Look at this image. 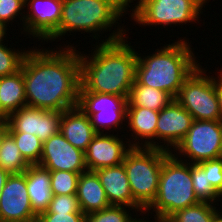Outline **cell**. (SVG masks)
<instances>
[{
  "mask_svg": "<svg viewBox=\"0 0 222 222\" xmlns=\"http://www.w3.org/2000/svg\"><path fill=\"white\" fill-rule=\"evenodd\" d=\"M16 145L29 165H38L41 159L43 142L34 134L9 132Z\"/></svg>",
  "mask_w": 222,
  "mask_h": 222,
  "instance_id": "obj_25",
  "label": "cell"
},
{
  "mask_svg": "<svg viewBox=\"0 0 222 222\" xmlns=\"http://www.w3.org/2000/svg\"><path fill=\"white\" fill-rule=\"evenodd\" d=\"M8 26L0 21V44H3L4 42H2L4 40V37L6 38V32H7V28Z\"/></svg>",
  "mask_w": 222,
  "mask_h": 222,
  "instance_id": "obj_39",
  "label": "cell"
},
{
  "mask_svg": "<svg viewBox=\"0 0 222 222\" xmlns=\"http://www.w3.org/2000/svg\"><path fill=\"white\" fill-rule=\"evenodd\" d=\"M41 213H83L76 194L52 195L49 207Z\"/></svg>",
  "mask_w": 222,
  "mask_h": 222,
  "instance_id": "obj_31",
  "label": "cell"
},
{
  "mask_svg": "<svg viewBox=\"0 0 222 222\" xmlns=\"http://www.w3.org/2000/svg\"><path fill=\"white\" fill-rule=\"evenodd\" d=\"M36 222H86L84 213H40Z\"/></svg>",
  "mask_w": 222,
  "mask_h": 222,
  "instance_id": "obj_34",
  "label": "cell"
},
{
  "mask_svg": "<svg viewBox=\"0 0 222 222\" xmlns=\"http://www.w3.org/2000/svg\"><path fill=\"white\" fill-rule=\"evenodd\" d=\"M220 210H218L213 217L212 222H222V212H219Z\"/></svg>",
  "mask_w": 222,
  "mask_h": 222,
  "instance_id": "obj_40",
  "label": "cell"
},
{
  "mask_svg": "<svg viewBox=\"0 0 222 222\" xmlns=\"http://www.w3.org/2000/svg\"><path fill=\"white\" fill-rule=\"evenodd\" d=\"M127 206L111 205L103 210L86 215V222H133L132 213ZM128 212V213H127Z\"/></svg>",
  "mask_w": 222,
  "mask_h": 222,
  "instance_id": "obj_30",
  "label": "cell"
},
{
  "mask_svg": "<svg viewBox=\"0 0 222 222\" xmlns=\"http://www.w3.org/2000/svg\"><path fill=\"white\" fill-rule=\"evenodd\" d=\"M24 8L25 0H0V21L9 25L20 14V20L24 24L25 15L21 12Z\"/></svg>",
  "mask_w": 222,
  "mask_h": 222,
  "instance_id": "obj_32",
  "label": "cell"
},
{
  "mask_svg": "<svg viewBox=\"0 0 222 222\" xmlns=\"http://www.w3.org/2000/svg\"><path fill=\"white\" fill-rule=\"evenodd\" d=\"M173 99L167 92L141 85L135 80L128 95L127 106H137L160 111Z\"/></svg>",
  "mask_w": 222,
  "mask_h": 222,
  "instance_id": "obj_23",
  "label": "cell"
},
{
  "mask_svg": "<svg viewBox=\"0 0 222 222\" xmlns=\"http://www.w3.org/2000/svg\"><path fill=\"white\" fill-rule=\"evenodd\" d=\"M76 196L79 201L81 211L85 215L111 206L95 171L87 170L80 174Z\"/></svg>",
  "mask_w": 222,
  "mask_h": 222,
  "instance_id": "obj_20",
  "label": "cell"
},
{
  "mask_svg": "<svg viewBox=\"0 0 222 222\" xmlns=\"http://www.w3.org/2000/svg\"><path fill=\"white\" fill-rule=\"evenodd\" d=\"M80 173L69 171H50L52 195H73L77 192Z\"/></svg>",
  "mask_w": 222,
  "mask_h": 222,
  "instance_id": "obj_28",
  "label": "cell"
},
{
  "mask_svg": "<svg viewBox=\"0 0 222 222\" xmlns=\"http://www.w3.org/2000/svg\"><path fill=\"white\" fill-rule=\"evenodd\" d=\"M158 117L159 111L137 106H127L126 120L128 121L127 124L129 125L127 127L129 128V131L133 132L131 135L134 140L132 141L133 143L130 141V139L126 141L127 146L159 148L165 150V146L162 144L159 145V143L155 141ZM139 138L145 142L141 141ZM137 139L141 141V143L136 141Z\"/></svg>",
  "mask_w": 222,
  "mask_h": 222,
  "instance_id": "obj_18",
  "label": "cell"
},
{
  "mask_svg": "<svg viewBox=\"0 0 222 222\" xmlns=\"http://www.w3.org/2000/svg\"><path fill=\"white\" fill-rule=\"evenodd\" d=\"M133 222H149L148 221H145L144 218L143 219H140V218H136ZM152 222V221H151ZM154 222V221H153Z\"/></svg>",
  "mask_w": 222,
  "mask_h": 222,
  "instance_id": "obj_42",
  "label": "cell"
},
{
  "mask_svg": "<svg viewBox=\"0 0 222 222\" xmlns=\"http://www.w3.org/2000/svg\"><path fill=\"white\" fill-rule=\"evenodd\" d=\"M208 0H138L132 19L140 25H180L199 21ZM210 1V0H209ZM197 18V19H196Z\"/></svg>",
  "mask_w": 222,
  "mask_h": 222,
  "instance_id": "obj_7",
  "label": "cell"
},
{
  "mask_svg": "<svg viewBox=\"0 0 222 222\" xmlns=\"http://www.w3.org/2000/svg\"><path fill=\"white\" fill-rule=\"evenodd\" d=\"M220 75L218 77H214L215 90L218 96L219 107L222 114V74L217 72Z\"/></svg>",
  "mask_w": 222,
  "mask_h": 222,
  "instance_id": "obj_35",
  "label": "cell"
},
{
  "mask_svg": "<svg viewBox=\"0 0 222 222\" xmlns=\"http://www.w3.org/2000/svg\"><path fill=\"white\" fill-rule=\"evenodd\" d=\"M205 71L199 65L184 81L175 99L194 120H222L214 76L206 75Z\"/></svg>",
  "mask_w": 222,
  "mask_h": 222,
  "instance_id": "obj_8",
  "label": "cell"
},
{
  "mask_svg": "<svg viewBox=\"0 0 222 222\" xmlns=\"http://www.w3.org/2000/svg\"><path fill=\"white\" fill-rule=\"evenodd\" d=\"M126 7H130L127 0H63L59 27L46 41L58 37L61 40L66 33L74 31L94 33L93 37L98 39L101 31L110 32L113 25L117 27L116 21L128 11Z\"/></svg>",
  "mask_w": 222,
  "mask_h": 222,
  "instance_id": "obj_4",
  "label": "cell"
},
{
  "mask_svg": "<svg viewBox=\"0 0 222 222\" xmlns=\"http://www.w3.org/2000/svg\"><path fill=\"white\" fill-rule=\"evenodd\" d=\"M154 217L155 222H176L172 216L154 215Z\"/></svg>",
  "mask_w": 222,
  "mask_h": 222,
  "instance_id": "obj_38",
  "label": "cell"
},
{
  "mask_svg": "<svg viewBox=\"0 0 222 222\" xmlns=\"http://www.w3.org/2000/svg\"><path fill=\"white\" fill-rule=\"evenodd\" d=\"M9 133V127L7 120L0 121V148L6 135Z\"/></svg>",
  "mask_w": 222,
  "mask_h": 222,
  "instance_id": "obj_36",
  "label": "cell"
},
{
  "mask_svg": "<svg viewBox=\"0 0 222 222\" xmlns=\"http://www.w3.org/2000/svg\"><path fill=\"white\" fill-rule=\"evenodd\" d=\"M62 112L25 106L7 118L9 132L36 135L42 142L60 132Z\"/></svg>",
  "mask_w": 222,
  "mask_h": 222,
  "instance_id": "obj_12",
  "label": "cell"
},
{
  "mask_svg": "<svg viewBox=\"0 0 222 222\" xmlns=\"http://www.w3.org/2000/svg\"><path fill=\"white\" fill-rule=\"evenodd\" d=\"M123 27L113 30L105 41L101 40L91 55L79 52V92L119 95L128 99L135 81L138 52L125 39Z\"/></svg>",
  "mask_w": 222,
  "mask_h": 222,
  "instance_id": "obj_2",
  "label": "cell"
},
{
  "mask_svg": "<svg viewBox=\"0 0 222 222\" xmlns=\"http://www.w3.org/2000/svg\"><path fill=\"white\" fill-rule=\"evenodd\" d=\"M191 176L193 180L192 185L194 193L200 201L210 202L213 204L217 201H221L219 200V194L208 181L207 171L199 163L191 164Z\"/></svg>",
  "mask_w": 222,
  "mask_h": 222,
  "instance_id": "obj_27",
  "label": "cell"
},
{
  "mask_svg": "<svg viewBox=\"0 0 222 222\" xmlns=\"http://www.w3.org/2000/svg\"><path fill=\"white\" fill-rule=\"evenodd\" d=\"M62 4L63 0H25L28 13L22 27L26 35L46 41L59 27Z\"/></svg>",
  "mask_w": 222,
  "mask_h": 222,
  "instance_id": "obj_14",
  "label": "cell"
},
{
  "mask_svg": "<svg viewBox=\"0 0 222 222\" xmlns=\"http://www.w3.org/2000/svg\"><path fill=\"white\" fill-rule=\"evenodd\" d=\"M30 165L21 155L14 138L8 133L0 148V168L11 174H22Z\"/></svg>",
  "mask_w": 222,
  "mask_h": 222,
  "instance_id": "obj_24",
  "label": "cell"
},
{
  "mask_svg": "<svg viewBox=\"0 0 222 222\" xmlns=\"http://www.w3.org/2000/svg\"><path fill=\"white\" fill-rule=\"evenodd\" d=\"M213 203L200 201L199 203L178 210L171 215L176 222H212L218 211Z\"/></svg>",
  "mask_w": 222,
  "mask_h": 222,
  "instance_id": "obj_26",
  "label": "cell"
},
{
  "mask_svg": "<svg viewBox=\"0 0 222 222\" xmlns=\"http://www.w3.org/2000/svg\"><path fill=\"white\" fill-rule=\"evenodd\" d=\"M121 139L118 135L97 133L84 152L87 170L96 171L123 163L132 147H127Z\"/></svg>",
  "mask_w": 222,
  "mask_h": 222,
  "instance_id": "obj_16",
  "label": "cell"
},
{
  "mask_svg": "<svg viewBox=\"0 0 222 222\" xmlns=\"http://www.w3.org/2000/svg\"><path fill=\"white\" fill-rule=\"evenodd\" d=\"M174 151L191 164L222 157V120H194Z\"/></svg>",
  "mask_w": 222,
  "mask_h": 222,
  "instance_id": "obj_9",
  "label": "cell"
},
{
  "mask_svg": "<svg viewBox=\"0 0 222 222\" xmlns=\"http://www.w3.org/2000/svg\"><path fill=\"white\" fill-rule=\"evenodd\" d=\"M194 119L193 116L183 108L176 99H173L166 107L159 111L156 128V140L164 141L165 150L172 152V148L182 141L189 131ZM170 146V148H169Z\"/></svg>",
  "mask_w": 222,
  "mask_h": 222,
  "instance_id": "obj_15",
  "label": "cell"
},
{
  "mask_svg": "<svg viewBox=\"0 0 222 222\" xmlns=\"http://www.w3.org/2000/svg\"><path fill=\"white\" fill-rule=\"evenodd\" d=\"M60 133L72 146L83 152L97 134L90 118L78 106L62 111Z\"/></svg>",
  "mask_w": 222,
  "mask_h": 222,
  "instance_id": "obj_19",
  "label": "cell"
},
{
  "mask_svg": "<svg viewBox=\"0 0 222 222\" xmlns=\"http://www.w3.org/2000/svg\"><path fill=\"white\" fill-rule=\"evenodd\" d=\"M129 3H132L133 2V0H127ZM134 1H136V0H134Z\"/></svg>",
  "mask_w": 222,
  "mask_h": 222,
  "instance_id": "obj_43",
  "label": "cell"
},
{
  "mask_svg": "<svg viewBox=\"0 0 222 222\" xmlns=\"http://www.w3.org/2000/svg\"><path fill=\"white\" fill-rule=\"evenodd\" d=\"M199 164L207 171L211 186L220 194L222 192V157L201 161Z\"/></svg>",
  "mask_w": 222,
  "mask_h": 222,
  "instance_id": "obj_33",
  "label": "cell"
},
{
  "mask_svg": "<svg viewBox=\"0 0 222 222\" xmlns=\"http://www.w3.org/2000/svg\"><path fill=\"white\" fill-rule=\"evenodd\" d=\"M78 107L90 118L97 133H104L106 128L109 131L112 127L116 129L118 127V130H121L123 121L127 123L126 97L97 92H79Z\"/></svg>",
  "mask_w": 222,
  "mask_h": 222,
  "instance_id": "obj_10",
  "label": "cell"
},
{
  "mask_svg": "<svg viewBox=\"0 0 222 222\" xmlns=\"http://www.w3.org/2000/svg\"><path fill=\"white\" fill-rule=\"evenodd\" d=\"M26 184L33 211L38 215L48 209L52 199L50 171L30 165L26 170Z\"/></svg>",
  "mask_w": 222,
  "mask_h": 222,
  "instance_id": "obj_21",
  "label": "cell"
},
{
  "mask_svg": "<svg viewBox=\"0 0 222 222\" xmlns=\"http://www.w3.org/2000/svg\"><path fill=\"white\" fill-rule=\"evenodd\" d=\"M27 50L21 70L27 106L64 111L78 106L79 52L69 44L59 50Z\"/></svg>",
  "mask_w": 222,
  "mask_h": 222,
  "instance_id": "obj_1",
  "label": "cell"
},
{
  "mask_svg": "<svg viewBox=\"0 0 222 222\" xmlns=\"http://www.w3.org/2000/svg\"><path fill=\"white\" fill-rule=\"evenodd\" d=\"M39 166L49 171H87L84 152L72 146L59 132L43 142Z\"/></svg>",
  "mask_w": 222,
  "mask_h": 222,
  "instance_id": "obj_13",
  "label": "cell"
},
{
  "mask_svg": "<svg viewBox=\"0 0 222 222\" xmlns=\"http://www.w3.org/2000/svg\"><path fill=\"white\" fill-rule=\"evenodd\" d=\"M187 160L175 157L173 152L163 160L156 198L144 215L153 208L156 215L171 216L200 202L194 193L191 163Z\"/></svg>",
  "mask_w": 222,
  "mask_h": 222,
  "instance_id": "obj_5",
  "label": "cell"
},
{
  "mask_svg": "<svg viewBox=\"0 0 222 222\" xmlns=\"http://www.w3.org/2000/svg\"><path fill=\"white\" fill-rule=\"evenodd\" d=\"M183 39L166 44L147 57L138 54L135 80L141 85L165 91L175 99L184 81L200 65L192 46L186 42L189 40Z\"/></svg>",
  "mask_w": 222,
  "mask_h": 222,
  "instance_id": "obj_3",
  "label": "cell"
},
{
  "mask_svg": "<svg viewBox=\"0 0 222 222\" xmlns=\"http://www.w3.org/2000/svg\"><path fill=\"white\" fill-rule=\"evenodd\" d=\"M26 184V171L11 174L0 195V222L36 221Z\"/></svg>",
  "mask_w": 222,
  "mask_h": 222,
  "instance_id": "obj_11",
  "label": "cell"
},
{
  "mask_svg": "<svg viewBox=\"0 0 222 222\" xmlns=\"http://www.w3.org/2000/svg\"><path fill=\"white\" fill-rule=\"evenodd\" d=\"M171 152L159 148L132 147L125 155V167L134 200L146 210L155 200L163 160Z\"/></svg>",
  "mask_w": 222,
  "mask_h": 222,
  "instance_id": "obj_6",
  "label": "cell"
},
{
  "mask_svg": "<svg viewBox=\"0 0 222 222\" xmlns=\"http://www.w3.org/2000/svg\"><path fill=\"white\" fill-rule=\"evenodd\" d=\"M0 106L7 116L27 106L21 69L14 74L0 77Z\"/></svg>",
  "mask_w": 222,
  "mask_h": 222,
  "instance_id": "obj_22",
  "label": "cell"
},
{
  "mask_svg": "<svg viewBox=\"0 0 222 222\" xmlns=\"http://www.w3.org/2000/svg\"><path fill=\"white\" fill-rule=\"evenodd\" d=\"M105 190L110 205L127 206L144 214V209L134 200L123 163L95 171Z\"/></svg>",
  "mask_w": 222,
  "mask_h": 222,
  "instance_id": "obj_17",
  "label": "cell"
},
{
  "mask_svg": "<svg viewBox=\"0 0 222 222\" xmlns=\"http://www.w3.org/2000/svg\"><path fill=\"white\" fill-rule=\"evenodd\" d=\"M10 176L8 172L0 168V195L2 193V189L5 186L7 178Z\"/></svg>",
  "mask_w": 222,
  "mask_h": 222,
  "instance_id": "obj_37",
  "label": "cell"
},
{
  "mask_svg": "<svg viewBox=\"0 0 222 222\" xmlns=\"http://www.w3.org/2000/svg\"><path fill=\"white\" fill-rule=\"evenodd\" d=\"M8 116L1 110L0 106V121L7 120Z\"/></svg>",
  "mask_w": 222,
  "mask_h": 222,
  "instance_id": "obj_41",
  "label": "cell"
},
{
  "mask_svg": "<svg viewBox=\"0 0 222 222\" xmlns=\"http://www.w3.org/2000/svg\"><path fill=\"white\" fill-rule=\"evenodd\" d=\"M13 50L5 44H0V77L14 74L21 68L27 50Z\"/></svg>",
  "mask_w": 222,
  "mask_h": 222,
  "instance_id": "obj_29",
  "label": "cell"
}]
</instances>
